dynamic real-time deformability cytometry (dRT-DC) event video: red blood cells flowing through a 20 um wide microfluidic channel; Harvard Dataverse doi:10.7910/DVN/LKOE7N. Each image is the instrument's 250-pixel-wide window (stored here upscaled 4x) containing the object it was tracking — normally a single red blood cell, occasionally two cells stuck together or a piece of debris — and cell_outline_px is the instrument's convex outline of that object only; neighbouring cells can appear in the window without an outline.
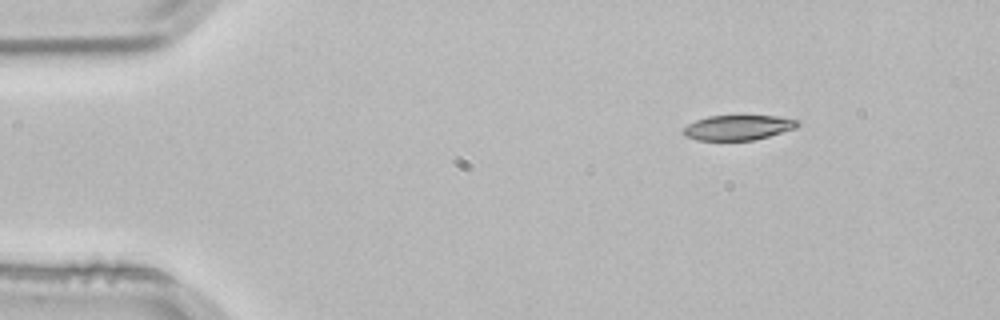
{"species": "common noctule bat (a hibernating species)", "species_latin": "Nyctalus noctula", "temperature_condition": "room temperature", "stored_images_in_passage": 3, "camera_frame_rate_fps": 3000, "um_per_image_px": 0.085, "animal": {"sex": "male", "body_mass_g": 21.5, "forearm_length_mm": 52.0}, "frame": {"image": 1, "passage_image": 1, "time_ms": 0.0, "image_size_px": [1000, 320], "cell_outline_px": [[800, 124], [796, 128], [768, 136], [752, 140], [696, 140], [684, 136], [684, 128], [688, 124], [696, 120], [708, 116], [776, 116], [800, 120]], "centroid_in_image_um": [62.75, 10.84], "position_along_channel_um": 22.3, "area_um2": 16.53}}
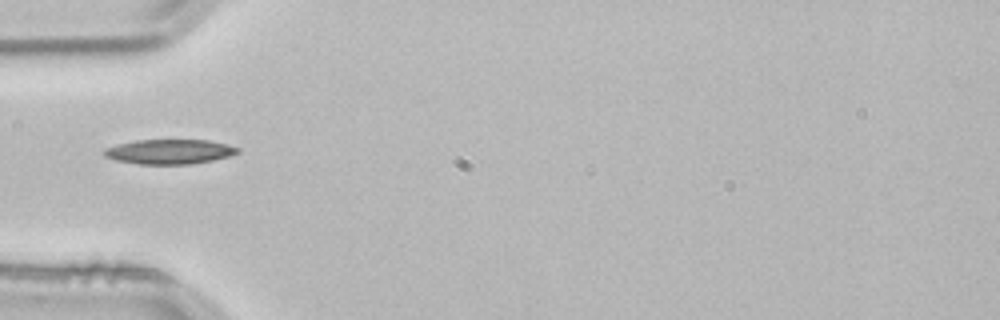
{"frame": {"image": 2, "passage_image": 3, "time_ms": 0.667, "image_size_px": [1000, 320], "cell_outline_px": [[240, 152], [228, 156], [212, 160], [188, 164], [140, 164], [116, 160], [104, 156], [100, 152], [104, 148], [136, 140], [208, 140], [240, 148]], "centroid_in_image_um": [14.36, 12.89], "position_along_channel_um": 70.6, "area_um2": 19.07}}